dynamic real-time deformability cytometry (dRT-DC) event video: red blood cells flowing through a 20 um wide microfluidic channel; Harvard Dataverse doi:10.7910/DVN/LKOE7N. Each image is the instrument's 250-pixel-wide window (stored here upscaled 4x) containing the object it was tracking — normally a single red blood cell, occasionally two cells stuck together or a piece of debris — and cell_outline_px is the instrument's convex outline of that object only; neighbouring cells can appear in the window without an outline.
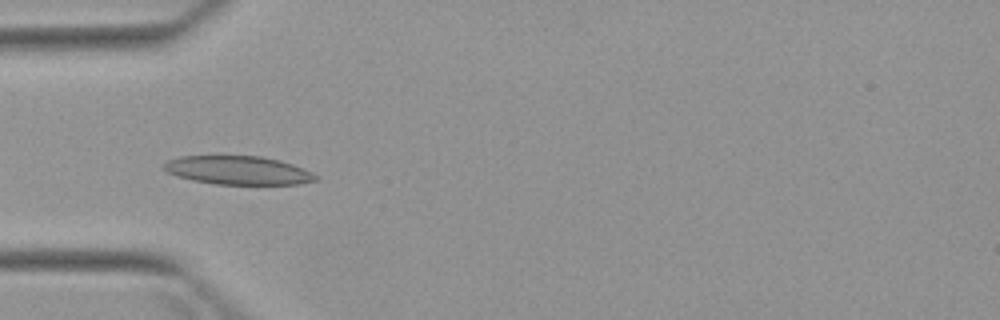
{"species": "Egyptian fruit bat (a non-hibernating species)", "species_latin": "Rousettus aegyptiacus", "temperature_condition": "warm", "stored_images_in_passage": 6, "camera_frame_rate_fps": 3000, "um_per_image_px": 0.085, "animal": {"sex": "female"}, "frame": {"image": 1, "passage_image": 5, "time_ms": 4.667, "image_size_px": [1000, 320], "cell_outline_px": [[316, 180], [296, 184], [216, 184], [192, 180], [176, 176], [160, 168], [160, 164], [168, 160], [180, 156], [260, 156], [280, 160], [292, 164], [312, 172], [316, 176]], "centroid_in_image_um": [20.16, 14.47], "position_along_channel_um": 64.8, "area_um2": 25.26}}
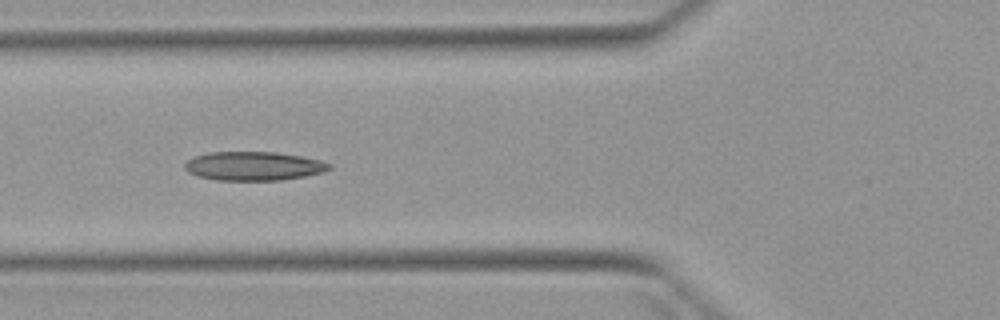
{"frame": {"image": 2, "passage_image": 6, "time_ms": 5.667, "image_size_px": [1000, 320], "cell_outline_px": [[332, 168], [324, 172], [304, 176], [280, 180], [216, 180], [200, 176], [188, 172], [184, 168], [184, 164], [192, 156], [208, 152], [276, 152], [300, 156], [320, 160], [332, 164]], "centroid_in_image_um": [21.56, 14.11], "position_along_channel_um": 104.2, "area_um2": 24.33}}